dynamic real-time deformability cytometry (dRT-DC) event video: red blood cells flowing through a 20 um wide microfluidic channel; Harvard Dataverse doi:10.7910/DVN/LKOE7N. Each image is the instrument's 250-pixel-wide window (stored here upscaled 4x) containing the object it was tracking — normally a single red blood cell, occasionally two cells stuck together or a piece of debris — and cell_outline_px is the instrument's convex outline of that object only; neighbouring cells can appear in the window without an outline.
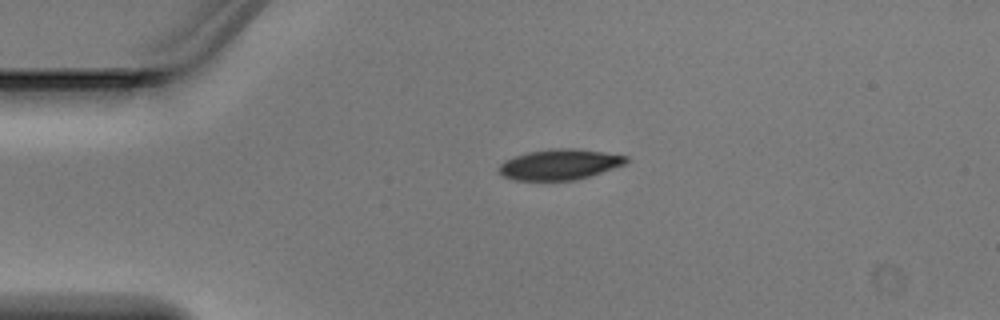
{"species": "Egyptian fruit bat (a non-hibernating species)", "species_latin": "Rousettus aegyptiacus", "temperature_condition": "warm", "stored_images_in_passage": 2, "camera_frame_rate_fps": 3000, "um_per_image_px": 0.085, "animal": {"sex": "male"}, "frame": {"image": 1, "passage_image": 1, "time_ms": 0.0, "image_size_px": [1000, 320], "cell_outline_px": [[628, 164], [576, 180], [512, 180], [500, 176], [496, 172], [500, 164], [504, 160], [528, 152], [552, 148], [576, 148], [604, 152], [628, 156]], "centroid_in_image_um": [47.55, 13.98], "position_along_channel_um": 37.4, "area_um2": 23.0}}